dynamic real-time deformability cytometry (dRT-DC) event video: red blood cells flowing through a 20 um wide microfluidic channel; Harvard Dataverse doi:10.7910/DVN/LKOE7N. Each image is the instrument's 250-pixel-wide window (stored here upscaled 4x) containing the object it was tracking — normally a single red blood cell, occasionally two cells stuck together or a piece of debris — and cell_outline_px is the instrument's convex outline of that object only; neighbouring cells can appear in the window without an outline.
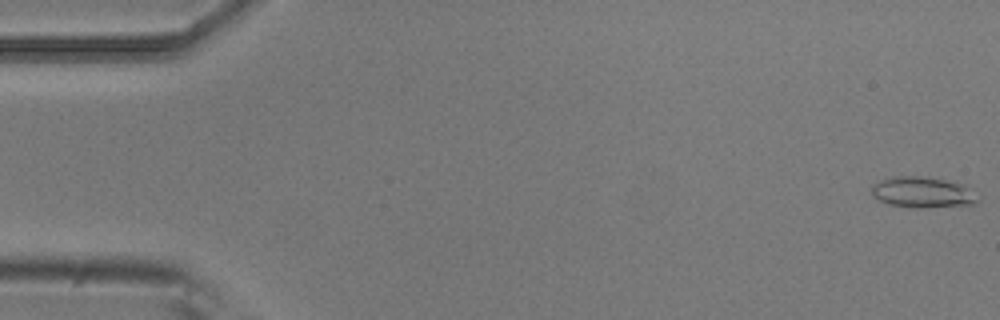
{"species": "common noctule bat (a hibernating species)", "species_latin": "Nyctalus noctula", "temperature_condition": "room temperature", "stored_images_in_passage": 5, "camera_frame_rate_fps": 3000, "um_per_image_px": 0.085, "animal": {"sex": "male", "body_mass_g": 20.5, "forearm_length_mm": 52.5}, "frame": {"image": 1, "passage_image": 1, "time_ms": 0.0, "image_size_px": [1000, 320], "cell_outline_px": [[980, 200], [972, 204], [924, 208], [912, 208], [888, 204], [880, 200], [872, 192], [872, 184], [892, 176], [916, 176], [944, 180], [964, 184]], "centroid_in_image_um": [78.41, 16.35], "position_along_channel_um": 6.6, "area_um2": 18.84}}
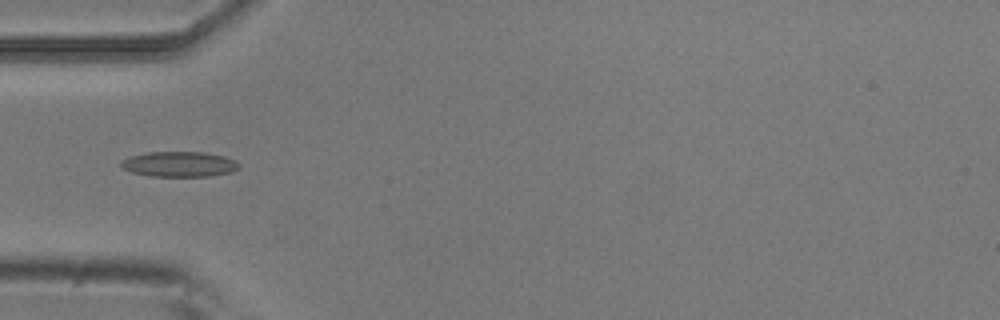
{"frame": {"image": 2, "passage_image": 5, "time_ms": 1.333, "image_size_px": [1000, 320], "cell_outline_px": [[240, 164], [232, 172], [212, 176], [152, 176], [132, 172], [124, 168], [120, 164], [120, 160], [132, 156], [148, 152], [204, 152], [224, 156], [236, 160]], "centroid_in_image_um": [15.26, 13.95], "position_along_channel_um": 69.7, "area_um2": 17.28}}